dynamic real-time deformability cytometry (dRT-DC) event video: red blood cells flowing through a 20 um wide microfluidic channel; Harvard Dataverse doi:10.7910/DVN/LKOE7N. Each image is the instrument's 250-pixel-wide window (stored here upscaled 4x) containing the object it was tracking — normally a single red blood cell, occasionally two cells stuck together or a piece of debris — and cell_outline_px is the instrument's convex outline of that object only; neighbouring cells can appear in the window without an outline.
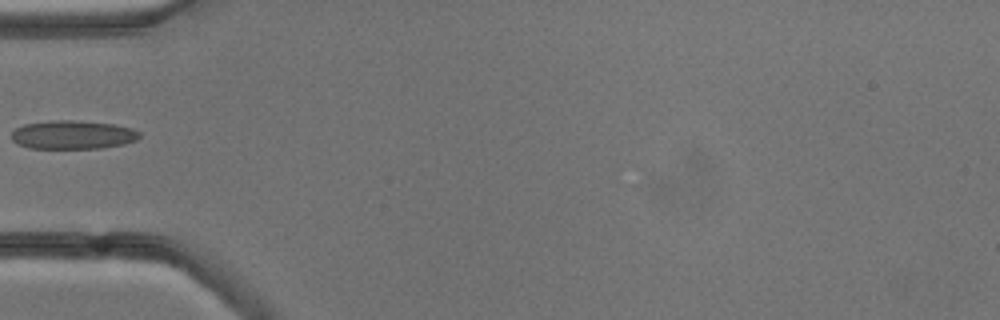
{"species": "common noctule bat (a hibernating species)", "species_latin": "Nyctalus noctula", "temperature_condition": "cold", "stored_images_in_passage": 4, "camera_frame_rate_fps": 3000, "um_per_image_px": 0.085, "animal": {"sex": "male", "body_mass_g": 13.3}, "frame": {"image": 1, "passage_image": 4, "time_ms": 4.333, "image_size_px": [1000, 320], "cell_outline_px": [[140, 136], [136, 140], [124, 144], [100, 148], [28, 148], [16, 144], [12, 140], [12, 132], [16, 128], [24, 124], [52, 120], [72, 120], [112, 124], [132, 128], [140, 132]], "centroid_in_image_um": [6.17, 11.46], "position_along_channel_um": 78.8, "area_um2": 21.33}}